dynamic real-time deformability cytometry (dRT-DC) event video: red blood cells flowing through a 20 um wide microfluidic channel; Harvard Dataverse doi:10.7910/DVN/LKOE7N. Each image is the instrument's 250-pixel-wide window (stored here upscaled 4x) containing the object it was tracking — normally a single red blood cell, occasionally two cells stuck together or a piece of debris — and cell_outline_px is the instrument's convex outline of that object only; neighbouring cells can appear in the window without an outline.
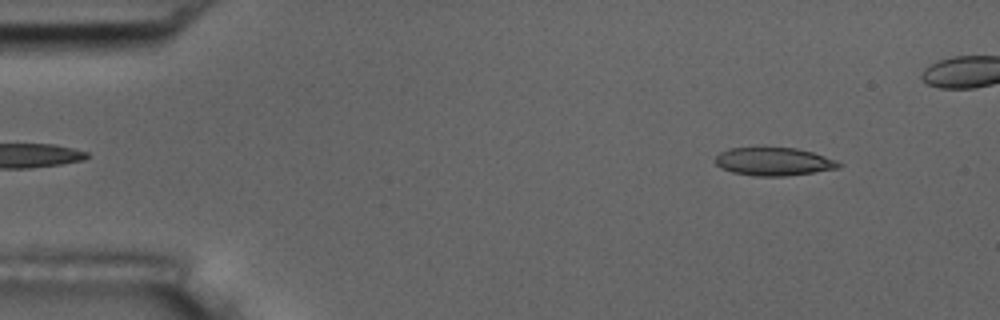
{"species": "common noctule bat (a hibernating species)", "species_latin": "Nyctalus noctula", "temperature_condition": "room temperature", "stored_images_in_passage": 6, "camera_frame_rate_fps": 3000, "um_per_image_px": 0.085, "animal": {"sex": "male", "body_mass_g": 17.5, "forearm_length_mm": 52.3}, "frame": {"image": 1, "passage_image": 2, "time_ms": 1.333, "image_size_px": [1000, 320], "cell_outline_px": [[844, 164], [840, 168], [784, 176], [752, 176], [732, 172], [720, 168], [712, 160], [720, 152], [728, 148], [796, 148], [812, 152], [836, 160]], "centroid_in_image_um": [65.73, 13.74], "position_along_channel_um": 19.3, "area_um2": 20.29}}